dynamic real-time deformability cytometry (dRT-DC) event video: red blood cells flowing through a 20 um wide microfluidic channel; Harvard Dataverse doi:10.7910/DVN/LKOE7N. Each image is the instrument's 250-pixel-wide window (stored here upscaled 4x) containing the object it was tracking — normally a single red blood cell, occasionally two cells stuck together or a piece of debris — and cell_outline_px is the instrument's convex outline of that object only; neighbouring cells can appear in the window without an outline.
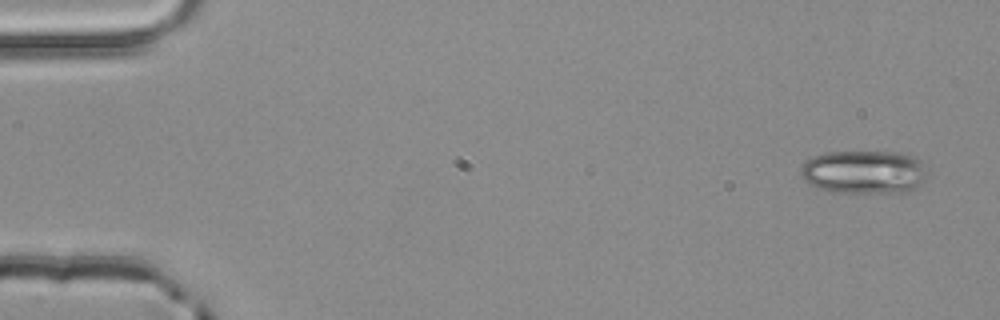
{"species": "common noctule bat (a hibernating species)", "species_latin": "Nyctalus noctula", "temperature_condition": "room temperature", "stored_images_in_passage": 5, "segment_of_instrument_passage": [1, 2], "camera_frame_rate_fps": 3000, "um_per_image_px": 0.085, "animal": {"sex": "male", "body_mass_g": 20.4}, "frame": {"image": 1, "passage_image": 1, "time_ms": 0.0, "image_size_px": [1000, 320], "cell_outline_px": [[928, 176], [920, 184], [908, 192], [832, 192], [816, 188], [808, 184], [804, 180], [800, 172], [800, 168], [812, 156], [828, 152], [908, 152], [916, 156], [924, 164]], "centroid_in_image_um": [73.47, 14.61], "position_along_channel_um": 11.5, "area_um2": 32.43}}